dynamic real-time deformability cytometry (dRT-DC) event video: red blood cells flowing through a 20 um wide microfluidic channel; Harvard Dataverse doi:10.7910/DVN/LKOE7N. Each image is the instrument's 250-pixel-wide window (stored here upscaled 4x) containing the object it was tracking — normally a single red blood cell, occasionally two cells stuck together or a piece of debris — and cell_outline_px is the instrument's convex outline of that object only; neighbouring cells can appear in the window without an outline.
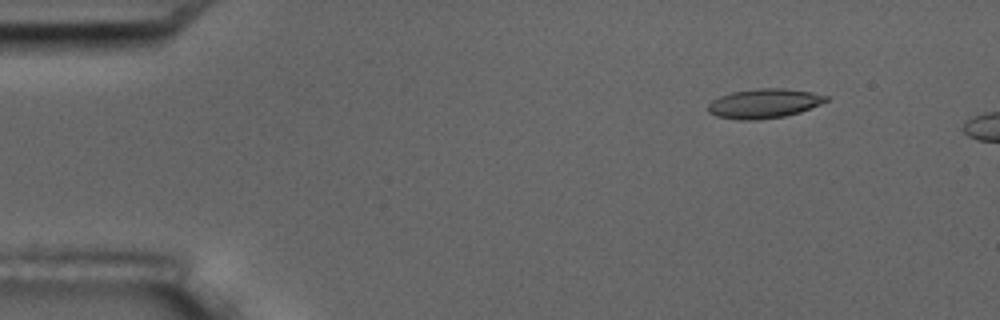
{"species": "common noctule bat (a hibernating species)", "species_latin": "Nyctalus noctula", "temperature_condition": "room temperature", "stored_images_in_passage": 4, "camera_frame_rate_fps": 3000, "um_per_image_px": 0.085, "animal": {"sex": "male", "body_mass_g": 17.5, "forearm_length_mm": 52.3}, "frame": {"image": 1, "passage_image": 2, "time_ms": 1.0, "image_size_px": [1000, 320], "cell_outline_px": [[828, 100], [820, 104], [800, 112], [784, 116], [756, 120], [740, 120], [716, 116], [708, 112], [708, 104], [712, 100], [720, 96], [732, 92], [756, 88], [784, 88], [812, 92], [828, 96]], "centroid_in_image_um": [64.93, 8.79], "position_along_channel_um": 20.1, "area_um2": 20.23}}